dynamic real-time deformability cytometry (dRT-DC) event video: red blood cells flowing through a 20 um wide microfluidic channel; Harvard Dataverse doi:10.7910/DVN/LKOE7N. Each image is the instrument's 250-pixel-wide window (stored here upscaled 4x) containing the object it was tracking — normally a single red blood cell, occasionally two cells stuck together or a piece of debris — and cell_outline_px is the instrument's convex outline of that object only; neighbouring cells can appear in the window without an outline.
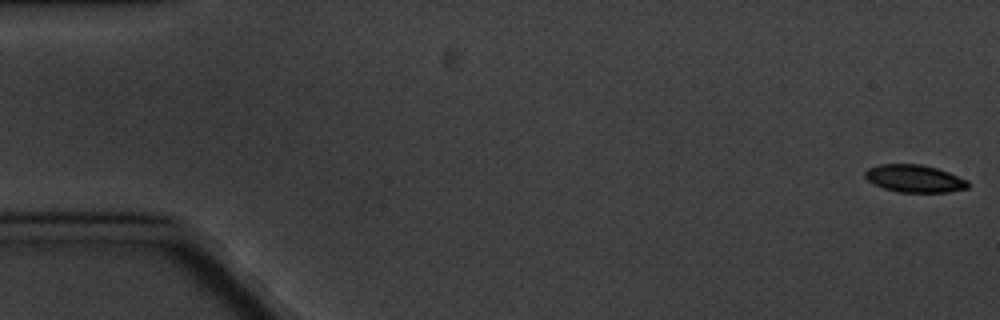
{"species": "common noctule bat (a hibernating species)", "species_latin": "Nyctalus noctula", "temperature_condition": "cold", "stored_images_in_passage": 7, "camera_frame_rate_fps": 3000, "um_per_image_px": 0.085, "animal": {"sex": "male", "body_mass_g": 20.1, "forearm_length_mm": 53.5}, "frame": {"image": 1, "passage_image": 1, "time_ms": 0.0, "image_size_px": [1000, 320], "cell_outline_px": [[968, 188], [948, 192], [900, 192], [884, 188], [872, 184], [864, 176], [864, 172], [868, 168], [880, 164], [920, 164], [936, 168], [948, 172], [968, 180]], "centroid_in_image_um": [77.71, 15.17], "position_along_channel_um": 7.3, "area_um2": 16.47}}
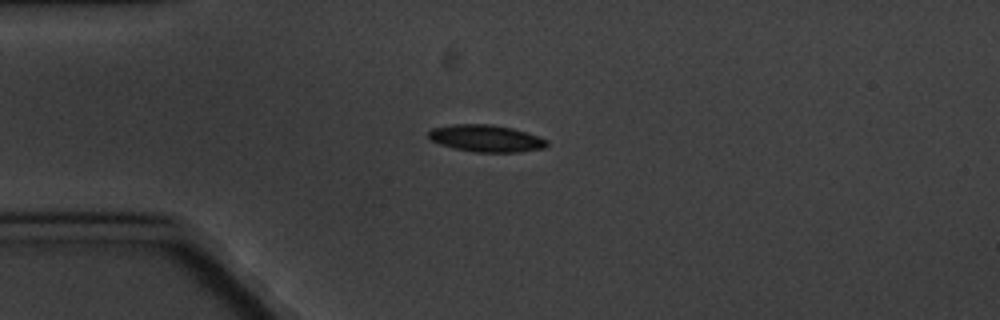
{"frame": {"image": 2, "passage_image": 5, "time_ms": 4.667, "image_size_px": [1000, 320], "cell_outline_px": [[548, 144], [544, 148], [516, 152], [476, 152], [456, 148], [440, 144], [432, 140], [428, 136], [428, 132], [432, 128], [452, 124], [488, 124], [512, 128], [548, 140]], "centroid_in_image_um": [41.3, 11.76], "position_along_channel_um": 43.7, "area_um2": 18.32}}